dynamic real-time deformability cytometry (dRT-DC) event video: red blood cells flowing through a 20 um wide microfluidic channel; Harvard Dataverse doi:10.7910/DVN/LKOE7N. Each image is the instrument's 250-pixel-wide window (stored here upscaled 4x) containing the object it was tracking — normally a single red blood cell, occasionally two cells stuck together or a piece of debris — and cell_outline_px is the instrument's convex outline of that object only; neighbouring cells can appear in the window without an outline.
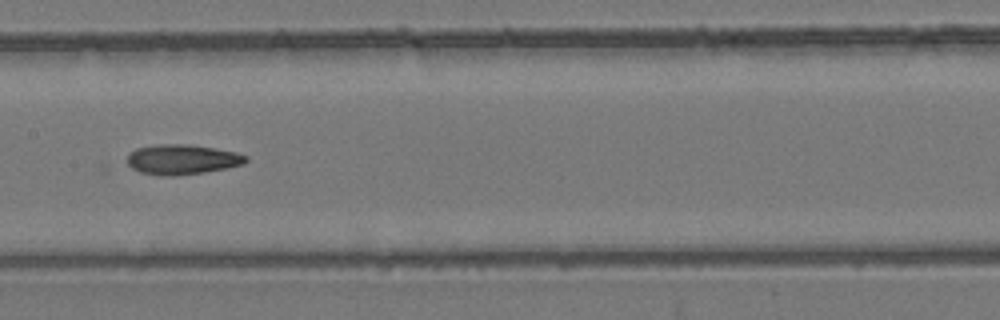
{"species": "common noctule bat (a hibernating species)", "species_latin": "Nyctalus noctula", "temperature_condition": "room temperature", "stored_images_in_passage": 10, "camera_frame_rate_fps": 3000, "um_per_image_px": 0.085, "animal": {"sex": "female", "body_mass_g": 24.6, "forearm_length_mm": 56.2}, "frame": {"image": 1, "passage_image": 10, "time_ms": 10.333, "image_size_px": [1000, 320], "cell_outline_px": [[248, 160], [244, 164], [228, 168], [204, 172], [176, 176], [160, 176], [140, 172], [132, 168], [128, 164], [128, 156], [136, 148], [160, 144], [188, 144], [236, 152], [248, 156]], "centroid_in_image_um": [15.5, 13.56], "position_along_channel_um": 191.9, "area_um2": 20.75}}